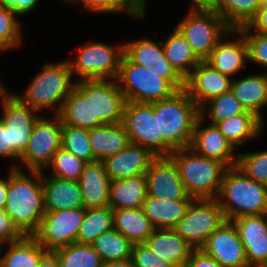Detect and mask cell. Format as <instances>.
I'll use <instances>...</instances> for the list:
<instances>
[{
    "instance_id": "cell-1",
    "label": "cell",
    "mask_w": 267,
    "mask_h": 267,
    "mask_svg": "<svg viewBox=\"0 0 267 267\" xmlns=\"http://www.w3.org/2000/svg\"><path fill=\"white\" fill-rule=\"evenodd\" d=\"M16 163L8 175L5 211L23 236H32L45 215L42 172L21 169Z\"/></svg>"
},
{
    "instance_id": "cell-57",
    "label": "cell",
    "mask_w": 267,
    "mask_h": 267,
    "mask_svg": "<svg viewBox=\"0 0 267 267\" xmlns=\"http://www.w3.org/2000/svg\"><path fill=\"white\" fill-rule=\"evenodd\" d=\"M2 82H0V98H2L8 91L5 89Z\"/></svg>"
},
{
    "instance_id": "cell-37",
    "label": "cell",
    "mask_w": 267,
    "mask_h": 267,
    "mask_svg": "<svg viewBox=\"0 0 267 267\" xmlns=\"http://www.w3.org/2000/svg\"><path fill=\"white\" fill-rule=\"evenodd\" d=\"M113 228V209L109 206L85 209L84 219L78 229L76 242L91 244L101 234Z\"/></svg>"
},
{
    "instance_id": "cell-47",
    "label": "cell",
    "mask_w": 267,
    "mask_h": 267,
    "mask_svg": "<svg viewBox=\"0 0 267 267\" xmlns=\"http://www.w3.org/2000/svg\"><path fill=\"white\" fill-rule=\"evenodd\" d=\"M23 235L13 225L11 218L4 209H0V244L19 240Z\"/></svg>"
},
{
    "instance_id": "cell-44",
    "label": "cell",
    "mask_w": 267,
    "mask_h": 267,
    "mask_svg": "<svg viewBox=\"0 0 267 267\" xmlns=\"http://www.w3.org/2000/svg\"><path fill=\"white\" fill-rule=\"evenodd\" d=\"M244 35L248 47V61L267 67V35L252 32L247 26L238 28Z\"/></svg>"
},
{
    "instance_id": "cell-28",
    "label": "cell",
    "mask_w": 267,
    "mask_h": 267,
    "mask_svg": "<svg viewBox=\"0 0 267 267\" xmlns=\"http://www.w3.org/2000/svg\"><path fill=\"white\" fill-rule=\"evenodd\" d=\"M88 135L93 156L98 161L119 153L130 143L122 122L94 127L88 130Z\"/></svg>"
},
{
    "instance_id": "cell-40",
    "label": "cell",
    "mask_w": 267,
    "mask_h": 267,
    "mask_svg": "<svg viewBox=\"0 0 267 267\" xmlns=\"http://www.w3.org/2000/svg\"><path fill=\"white\" fill-rule=\"evenodd\" d=\"M61 148L86 163L95 161L87 129L63 124Z\"/></svg>"
},
{
    "instance_id": "cell-19",
    "label": "cell",
    "mask_w": 267,
    "mask_h": 267,
    "mask_svg": "<svg viewBox=\"0 0 267 267\" xmlns=\"http://www.w3.org/2000/svg\"><path fill=\"white\" fill-rule=\"evenodd\" d=\"M244 246L248 267L267 264V214L238 217L232 220Z\"/></svg>"
},
{
    "instance_id": "cell-55",
    "label": "cell",
    "mask_w": 267,
    "mask_h": 267,
    "mask_svg": "<svg viewBox=\"0 0 267 267\" xmlns=\"http://www.w3.org/2000/svg\"><path fill=\"white\" fill-rule=\"evenodd\" d=\"M8 192V177H0V209H5Z\"/></svg>"
},
{
    "instance_id": "cell-52",
    "label": "cell",
    "mask_w": 267,
    "mask_h": 267,
    "mask_svg": "<svg viewBox=\"0 0 267 267\" xmlns=\"http://www.w3.org/2000/svg\"><path fill=\"white\" fill-rule=\"evenodd\" d=\"M148 0H122L123 6L132 14V17H143Z\"/></svg>"
},
{
    "instance_id": "cell-46",
    "label": "cell",
    "mask_w": 267,
    "mask_h": 267,
    "mask_svg": "<svg viewBox=\"0 0 267 267\" xmlns=\"http://www.w3.org/2000/svg\"><path fill=\"white\" fill-rule=\"evenodd\" d=\"M81 3L83 7L81 10L85 9L88 11H92L93 13H101V14H117L119 12H126L130 14V12L123 6L122 0H77L78 4Z\"/></svg>"
},
{
    "instance_id": "cell-48",
    "label": "cell",
    "mask_w": 267,
    "mask_h": 267,
    "mask_svg": "<svg viewBox=\"0 0 267 267\" xmlns=\"http://www.w3.org/2000/svg\"><path fill=\"white\" fill-rule=\"evenodd\" d=\"M185 267H222L214 258L202 249H194Z\"/></svg>"
},
{
    "instance_id": "cell-32",
    "label": "cell",
    "mask_w": 267,
    "mask_h": 267,
    "mask_svg": "<svg viewBox=\"0 0 267 267\" xmlns=\"http://www.w3.org/2000/svg\"><path fill=\"white\" fill-rule=\"evenodd\" d=\"M161 42L171 66L185 80L201 60L177 27H174L167 39Z\"/></svg>"
},
{
    "instance_id": "cell-13",
    "label": "cell",
    "mask_w": 267,
    "mask_h": 267,
    "mask_svg": "<svg viewBox=\"0 0 267 267\" xmlns=\"http://www.w3.org/2000/svg\"><path fill=\"white\" fill-rule=\"evenodd\" d=\"M84 215V208L46 212L38 230L32 236L47 252L69 246L76 242Z\"/></svg>"
},
{
    "instance_id": "cell-54",
    "label": "cell",
    "mask_w": 267,
    "mask_h": 267,
    "mask_svg": "<svg viewBox=\"0 0 267 267\" xmlns=\"http://www.w3.org/2000/svg\"><path fill=\"white\" fill-rule=\"evenodd\" d=\"M38 267H60L57 256L53 252H46Z\"/></svg>"
},
{
    "instance_id": "cell-2",
    "label": "cell",
    "mask_w": 267,
    "mask_h": 267,
    "mask_svg": "<svg viewBox=\"0 0 267 267\" xmlns=\"http://www.w3.org/2000/svg\"><path fill=\"white\" fill-rule=\"evenodd\" d=\"M216 200L227 221L267 214V185L252 180L237 166L228 167Z\"/></svg>"
},
{
    "instance_id": "cell-49",
    "label": "cell",
    "mask_w": 267,
    "mask_h": 267,
    "mask_svg": "<svg viewBox=\"0 0 267 267\" xmlns=\"http://www.w3.org/2000/svg\"><path fill=\"white\" fill-rule=\"evenodd\" d=\"M41 0H0L5 7L12 9L18 16L30 13Z\"/></svg>"
},
{
    "instance_id": "cell-50",
    "label": "cell",
    "mask_w": 267,
    "mask_h": 267,
    "mask_svg": "<svg viewBox=\"0 0 267 267\" xmlns=\"http://www.w3.org/2000/svg\"><path fill=\"white\" fill-rule=\"evenodd\" d=\"M6 157L19 164V156L11 149L8 137V126L0 119V158ZM15 159V160H14Z\"/></svg>"
},
{
    "instance_id": "cell-35",
    "label": "cell",
    "mask_w": 267,
    "mask_h": 267,
    "mask_svg": "<svg viewBox=\"0 0 267 267\" xmlns=\"http://www.w3.org/2000/svg\"><path fill=\"white\" fill-rule=\"evenodd\" d=\"M91 245L104 263L125 261L132 256L133 244L114 228L101 234Z\"/></svg>"
},
{
    "instance_id": "cell-36",
    "label": "cell",
    "mask_w": 267,
    "mask_h": 267,
    "mask_svg": "<svg viewBox=\"0 0 267 267\" xmlns=\"http://www.w3.org/2000/svg\"><path fill=\"white\" fill-rule=\"evenodd\" d=\"M260 7V0H217L215 11L232 29H238L248 25Z\"/></svg>"
},
{
    "instance_id": "cell-21",
    "label": "cell",
    "mask_w": 267,
    "mask_h": 267,
    "mask_svg": "<svg viewBox=\"0 0 267 267\" xmlns=\"http://www.w3.org/2000/svg\"><path fill=\"white\" fill-rule=\"evenodd\" d=\"M233 34H238L239 37L231 40L230 35L233 36ZM205 61L217 71L233 79V75L240 73L248 61V47L243 33L239 29L229 30Z\"/></svg>"
},
{
    "instance_id": "cell-53",
    "label": "cell",
    "mask_w": 267,
    "mask_h": 267,
    "mask_svg": "<svg viewBox=\"0 0 267 267\" xmlns=\"http://www.w3.org/2000/svg\"><path fill=\"white\" fill-rule=\"evenodd\" d=\"M192 1L189 11H215L217 0H190Z\"/></svg>"
},
{
    "instance_id": "cell-39",
    "label": "cell",
    "mask_w": 267,
    "mask_h": 267,
    "mask_svg": "<svg viewBox=\"0 0 267 267\" xmlns=\"http://www.w3.org/2000/svg\"><path fill=\"white\" fill-rule=\"evenodd\" d=\"M60 267H102L104 262L91 244L74 242L53 252Z\"/></svg>"
},
{
    "instance_id": "cell-14",
    "label": "cell",
    "mask_w": 267,
    "mask_h": 267,
    "mask_svg": "<svg viewBox=\"0 0 267 267\" xmlns=\"http://www.w3.org/2000/svg\"><path fill=\"white\" fill-rule=\"evenodd\" d=\"M2 115L0 119L8 126L11 149L20 157L29 142L38 111L24 104L14 93L7 92L1 99Z\"/></svg>"
},
{
    "instance_id": "cell-45",
    "label": "cell",
    "mask_w": 267,
    "mask_h": 267,
    "mask_svg": "<svg viewBox=\"0 0 267 267\" xmlns=\"http://www.w3.org/2000/svg\"><path fill=\"white\" fill-rule=\"evenodd\" d=\"M134 267H174L168 260L153 253L145 243H137L132 248Z\"/></svg>"
},
{
    "instance_id": "cell-23",
    "label": "cell",
    "mask_w": 267,
    "mask_h": 267,
    "mask_svg": "<svg viewBox=\"0 0 267 267\" xmlns=\"http://www.w3.org/2000/svg\"><path fill=\"white\" fill-rule=\"evenodd\" d=\"M110 182L102 161L95 160L85 164L78 180L84 209L108 206Z\"/></svg>"
},
{
    "instance_id": "cell-43",
    "label": "cell",
    "mask_w": 267,
    "mask_h": 267,
    "mask_svg": "<svg viewBox=\"0 0 267 267\" xmlns=\"http://www.w3.org/2000/svg\"><path fill=\"white\" fill-rule=\"evenodd\" d=\"M236 166L252 180L267 185V150L239 154Z\"/></svg>"
},
{
    "instance_id": "cell-6",
    "label": "cell",
    "mask_w": 267,
    "mask_h": 267,
    "mask_svg": "<svg viewBox=\"0 0 267 267\" xmlns=\"http://www.w3.org/2000/svg\"><path fill=\"white\" fill-rule=\"evenodd\" d=\"M116 81L126 101L138 103L164 100L178 91L167 79L160 77L154 67L148 69L135 64L125 54Z\"/></svg>"
},
{
    "instance_id": "cell-22",
    "label": "cell",
    "mask_w": 267,
    "mask_h": 267,
    "mask_svg": "<svg viewBox=\"0 0 267 267\" xmlns=\"http://www.w3.org/2000/svg\"><path fill=\"white\" fill-rule=\"evenodd\" d=\"M155 157L147 148L129 143L124 150L102 162L111 181L123 180L145 174Z\"/></svg>"
},
{
    "instance_id": "cell-38",
    "label": "cell",
    "mask_w": 267,
    "mask_h": 267,
    "mask_svg": "<svg viewBox=\"0 0 267 267\" xmlns=\"http://www.w3.org/2000/svg\"><path fill=\"white\" fill-rule=\"evenodd\" d=\"M200 117L206 119L208 116L211 124H217L229 117L237 116L243 113H252L234 96L231 90L216 96L199 108Z\"/></svg>"
},
{
    "instance_id": "cell-10",
    "label": "cell",
    "mask_w": 267,
    "mask_h": 267,
    "mask_svg": "<svg viewBox=\"0 0 267 267\" xmlns=\"http://www.w3.org/2000/svg\"><path fill=\"white\" fill-rule=\"evenodd\" d=\"M226 220L216 199H194L173 230L193 249H201Z\"/></svg>"
},
{
    "instance_id": "cell-8",
    "label": "cell",
    "mask_w": 267,
    "mask_h": 267,
    "mask_svg": "<svg viewBox=\"0 0 267 267\" xmlns=\"http://www.w3.org/2000/svg\"><path fill=\"white\" fill-rule=\"evenodd\" d=\"M74 88L89 100L95 127L123 121L127 101L116 79L79 80L75 81Z\"/></svg>"
},
{
    "instance_id": "cell-7",
    "label": "cell",
    "mask_w": 267,
    "mask_h": 267,
    "mask_svg": "<svg viewBox=\"0 0 267 267\" xmlns=\"http://www.w3.org/2000/svg\"><path fill=\"white\" fill-rule=\"evenodd\" d=\"M124 54V44L114 46L104 42L91 41L79 48L75 60L69 62L72 76L79 80L116 79L120 61Z\"/></svg>"
},
{
    "instance_id": "cell-56",
    "label": "cell",
    "mask_w": 267,
    "mask_h": 267,
    "mask_svg": "<svg viewBox=\"0 0 267 267\" xmlns=\"http://www.w3.org/2000/svg\"><path fill=\"white\" fill-rule=\"evenodd\" d=\"M102 267H134L132 260L106 262Z\"/></svg>"
},
{
    "instance_id": "cell-17",
    "label": "cell",
    "mask_w": 267,
    "mask_h": 267,
    "mask_svg": "<svg viewBox=\"0 0 267 267\" xmlns=\"http://www.w3.org/2000/svg\"><path fill=\"white\" fill-rule=\"evenodd\" d=\"M222 267H248L244 246L232 221H225L201 248Z\"/></svg>"
},
{
    "instance_id": "cell-24",
    "label": "cell",
    "mask_w": 267,
    "mask_h": 267,
    "mask_svg": "<svg viewBox=\"0 0 267 267\" xmlns=\"http://www.w3.org/2000/svg\"><path fill=\"white\" fill-rule=\"evenodd\" d=\"M42 171V185L46 212L83 207V197L78 181L61 179Z\"/></svg>"
},
{
    "instance_id": "cell-9",
    "label": "cell",
    "mask_w": 267,
    "mask_h": 267,
    "mask_svg": "<svg viewBox=\"0 0 267 267\" xmlns=\"http://www.w3.org/2000/svg\"><path fill=\"white\" fill-rule=\"evenodd\" d=\"M176 27L201 61L210 56L218 42L232 29L216 11H189Z\"/></svg>"
},
{
    "instance_id": "cell-4",
    "label": "cell",
    "mask_w": 267,
    "mask_h": 267,
    "mask_svg": "<svg viewBox=\"0 0 267 267\" xmlns=\"http://www.w3.org/2000/svg\"><path fill=\"white\" fill-rule=\"evenodd\" d=\"M20 96L15 94L24 104L36 111L51 109L59 114L65 98L74 89L72 71L69 62L45 63ZM57 106V107H56Z\"/></svg>"
},
{
    "instance_id": "cell-3",
    "label": "cell",
    "mask_w": 267,
    "mask_h": 267,
    "mask_svg": "<svg viewBox=\"0 0 267 267\" xmlns=\"http://www.w3.org/2000/svg\"><path fill=\"white\" fill-rule=\"evenodd\" d=\"M199 107L185 89L159 101V136H163V156L190 147Z\"/></svg>"
},
{
    "instance_id": "cell-5",
    "label": "cell",
    "mask_w": 267,
    "mask_h": 267,
    "mask_svg": "<svg viewBox=\"0 0 267 267\" xmlns=\"http://www.w3.org/2000/svg\"><path fill=\"white\" fill-rule=\"evenodd\" d=\"M169 157L175 162L189 197L217 198L227 169L223 163L200 156L190 147L174 150Z\"/></svg>"
},
{
    "instance_id": "cell-26",
    "label": "cell",
    "mask_w": 267,
    "mask_h": 267,
    "mask_svg": "<svg viewBox=\"0 0 267 267\" xmlns=\"http://www.w3.org/2000/svg\"><path fill=\"white\" fill-rule=\"evenodd\" d=\"M230 90L247 111L265 122L262 109L267 105V72L232 79Z\"/></svg>"
},
{
    "instance_id": "cell-42",
    "label": "cell",
    "mask_w": 267,
    "mask_h": 267,
    "mask_svg": "<svg viewBox=\"0 0 267 267\" xmlns=\"http://www.w3.org/2000/svg\"><path fill=\"white\" fill-rule=\"evenodd\" d=\"M17 14L0 3V52L20 46L22 29Z\"/></svg>"
},
{
    "instance_id": "cell-30",
    "label": "cell",
    "mask_w": 267,
    "mask_h": 267,
    "mask_svg": "<svg viewBox=\"0 0 267 267\" xmlns=\"http://www.w3.org/2000/svg\"><path fill=\"white\" fill-rule=\"evenodd\" d=\"M113 228L125 236L133 245L144 243L155 228L145 216L142 208L113 210Z\"/></svg>"
},
{
    "instance_id": "cell-41",
    "label": "cell",
    "mask_w": 267,
    "mask_h": 267,
    "mask_svg": "<svg viewBox=\"0 0 267 267\" xmlns=\"http://www.w3.org/2000/svg\"><path fill=\"white\" fill-rule=\"evenodd\" d=\"M86 162L77 158L71 152L60 148L53 156V159L48 166L53 172L51 176L61 179L78 181L83 172Z\"/></svg>"
},
{
    "instance_id": "cell-16",
    "label": "cell",
    "mask_w": 267,
    "mask_h": 267,
    "mask_svg": "<svg viewBox=\"0 0 267 267\" xmlns=\"http://www.w3.org/2000/svg\"><path fill=\"white\" fill-rule=\"evenodd\" d=\"M145 176L149 196L166 200H194L188 196L176 164L169 156L155 157Z\"/></svg>"
},
{
    "instance_id": "cell-27",
    "label": "cell",
    "mask_w": 267,
    "mask_h": 267,
    "mask_svg": "<svg viewBox=\"0 0 267 267\" xmlns=\"http://www.w3.org/2000/svg\"><path fill=\"white\" fill-rule=\"evenodd\" d=\"M193 200H166L147 195L142 211L155 229H173Z\"/></svg>"
},
{
    "instance_id": "cell-15",
    "label": "cell",
    "mask_w": 267,
    "mask_h": 267,
    "mask_svg": "<svg viewBox=\"0 0 267 267\" xmlns=\"http://www.w3.org/2000/svg\"><path fill=\"white\" fill-rule=\"evenodd\" d=\"M124 54L135 64L154 67L160 77L167 79L177 90L185 88V80L166 58L161 41L141 38L124 43Z\"/></svg>"
},
{
    "instance_id": "cell-60",
    "label": "cell",
    "mask_w": 267,
    "mask_h": 267,
    "mask_svg": "<svg viewBox=\"0 0 267 267\" xmlns=\"http://www.w3.org/2000/svg\"><path fill=\"white\" fill-rule=\"evenodd\" d=\"M3 246H4V244H2V245L0 244V253H2V251L4 249Z\"/></svg>"
},
{
    "instance_id": "cell-29",
    "label": "cell",
    "mask_w": 267,
    "mask_h": 267,
    "mask_svg": "<svg viewBox=\"0 0 267 267\" xmlns=\"http://www.w3.org/2000/svg\"><path fill=\"white\" fill-rule=\"evenodd\" d=\"M147 195L145 174L123 180H112L110 182L108 206L113 210L138 209L142 207Z\"/></svg>"
},
{
    "instance_id": "cell-33",
    "label": "cell",
    "mask_w": 267,
    "mask_h": 267,
    "mask_svg": "<svg viewBox=\"0 0 267 267\" xmlns=\"http://www.w3.org/2000/svg\"><path fill=\"white\" fill-rule=\"evenodd\" d=\"M5 245L9 248L0 258V267H38L47 252L33 236H22Z\"/></svg>"
},
{
    "instance_id": "cell-12",
    "label": "cell",
    "mask_w": 267,
    "mask_h": 267,
    "mask_svg": "<svg viewBox=\"0 0 267 267\" xmlns=\"http://www.w3.org/2000/svg\"><path fill=\"white\" fill-rule=\"evenodd\" d=\"M52 118L39 117L33 126L26 149L19 157V162L26 166L27 171H45L54 154L61 148L63 123L58 114Z\"/></svg>"
},
{
    "instance_id": "cell-18",
    "label": "cell",
    "mask_w": 267,
    "mask_h": 267,
    "mask_svg": "<svg viewBox=\"0 0 267 267\" xmlns=\"http://www.w3.org/2000/svg\"><path fill=\"white\" fill-rule=\"evenodd\" d=\"M204 121L200 116L196 120L190 148L200 156L223 163L227 168L236 166V149L215 124L202 127Z\"/></svg>"
},
{
    "instance_id": "cell-11",
    "label": "cell",
    "mask_w": 267,
    "mask_h": 267,
    "mask_svg": "<svg viewBox=\"0 0 267 267\" xmlns=\"http://www.w3.org/2000/svg\"><path fill=\"white\" fill-rule=\"evenodd\" d=\"M122 123L130 143L147 148L156 157L163 156V136H159V101H127Z\"/></svg>"
},
{
    "instance_id": "cell-25",
    "label": "cell",
    "mask_w": 267,
    "mask_h": 267,
    "mask_svg": "<svg viewBox=\"0 0 267 267\" xmlns=\"http://www.w3.org/2000/svg\"><path fill=\"white\" fill-rule=\"evenodd\" d=\"M144 243L153 253L168 260L174 267H185L194 250L173 229H155Z\"/></svg>"
},
{
    "instance_id": "cell-20",
    "label": "cell",
    "mask_w": 267,
    "mask_h": 267,
    "mask_svg": "<svg viewBox=\"0 0 267 267\" xmlns=\"http://www.w3.org/2000/svg\"><path fill=\"white\" fill-rule=\"evenodd\" d=\"M231 81L227 75L214 69L206 61H200L185 79V90L200 108L210 99L230 90Z\"/></svg>"
},
{
    "instance_id": "cell-59",
    "label": "cell",
    "mask_w": 267,
    "mask_h": 267,
    "mask_svg": "<svg viewBox=\"0 0 267 267\" xmlns=\"http://www.w3.org/2000/svg\"><path fill=\"white\" fill-rule=\"evenodd\" d=\"M65 1H66V2H69V1H70L71 3H72V2H73V3H77V0H65Z\"/></svg>"
},
{
    "instance_id": "cell-34",
    "label": "cell",
    "mask_w": 267,
    "mask_h": 267,
    "mask_svg": "<svg viewBox=\"0 0 267 267\" xmlns=\"http://www.w3.org/2000/svg\"><path fill=\"white\" fill-rule=\"evenodd\" d=\"M58 115L62 123L66 125L87 130L95 127L93 109L89 100H86L75 88L65 98Z\"/></svg>"
},
{
    "instance_id": "cell-51",
    "label": "cell",
    "mask_w": 267,
    "mask_h": 267,
    "mask_svg": "<svg viewBox=\"0 0 267 267\" xmlns=\"http://www.w3.org/2000/svg\"><path fill=\"white\" fill-rule=\"evenodd\" d=\"M246 26L254 33L267 35V5L261 6L256 16Z\"/></svg>"
},
{
    "instance_id": "cell-58",
    "label": "cell",
    "mask_w": 267,
    "mask_h": 267,
    "mask_svg": "<svg viewBox=\"0 0 267 267\" xmlns=\"http://www.w3.org/2000/svg\"><path fill=\"white\" fill-rule=\"evenodd\" d=\"M260 5L261 6H266L267 5V0H260Z\"/></svg>"
},
{
    "instance_id": "cell-31",
    "label": "cell",
    "mask_w": 267,
    "mask_h": 267,
    "mask_svg": "<svg viewBox=\"0 0 267 267\" xmlns=\"http://www.w3.org/2000/svg\"><path fill=\"white\" fill-rule=\"evenodd\" d=\"M220 132L236 149L249 140L260 137L264 122L254 113L232 116L216 124Z\"/></svg>"
}]
</instances>
